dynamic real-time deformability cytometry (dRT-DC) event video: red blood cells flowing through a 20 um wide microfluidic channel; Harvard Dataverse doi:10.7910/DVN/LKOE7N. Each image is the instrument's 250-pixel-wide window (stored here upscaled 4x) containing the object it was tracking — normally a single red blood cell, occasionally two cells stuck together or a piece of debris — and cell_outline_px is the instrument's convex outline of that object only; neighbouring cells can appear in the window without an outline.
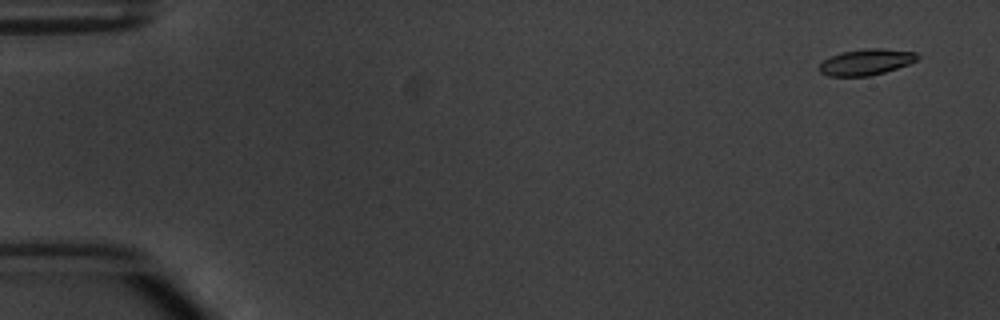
{"species": "common noctule bat (a hibernating species)", "species_latin": "Nyctalus noctula", "temperature_condition": "warm", "stored_images_in_passage": 5, "camera_frame_rate_fps": 3000, "um_per_image_px": 0.085, "animal": {"sex": "male", "body_mass_g": 20.1, "forearm_length_mm": 53.5}, "frame": {"image": 1, "passage_image": 1, "time_ms": 0.0, "image_size_px": [1000, 320], "cell_outline_px": [[920, 56], [916, 60], [908, 64], [884, 72], [868, 76], [828, 76], [820, 72], [820, 64], [824, 60], [832, 56], [844, 52], [868, 48], [880, 48], [916, 52]], "centroid_in_image_um": [73.64, 5.27], "position_along_channel_um": 11.4, "area_um2": 14.62}}
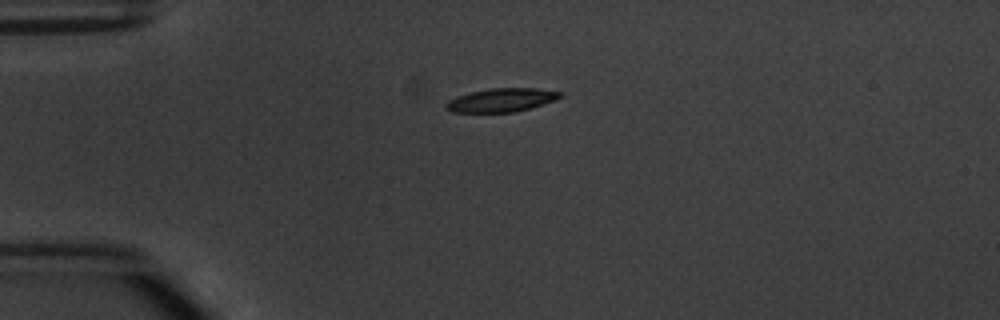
{"frame": {"image": 2, "passage_image": 4, "time_ms": 3.667, "image_size_px": [1000, 320], "cell_outline_px": [[564, 96], [556, 100], [516, 112], [452, 112], [444, 108], [444, 104], [448, 100], [472, 92], [492, 88], [536, 88], [560, 92]], "centroid_in_image_um": [42.63, 8.51], "position_along_channel_um": 42.4, "area_um2": 15.55}}